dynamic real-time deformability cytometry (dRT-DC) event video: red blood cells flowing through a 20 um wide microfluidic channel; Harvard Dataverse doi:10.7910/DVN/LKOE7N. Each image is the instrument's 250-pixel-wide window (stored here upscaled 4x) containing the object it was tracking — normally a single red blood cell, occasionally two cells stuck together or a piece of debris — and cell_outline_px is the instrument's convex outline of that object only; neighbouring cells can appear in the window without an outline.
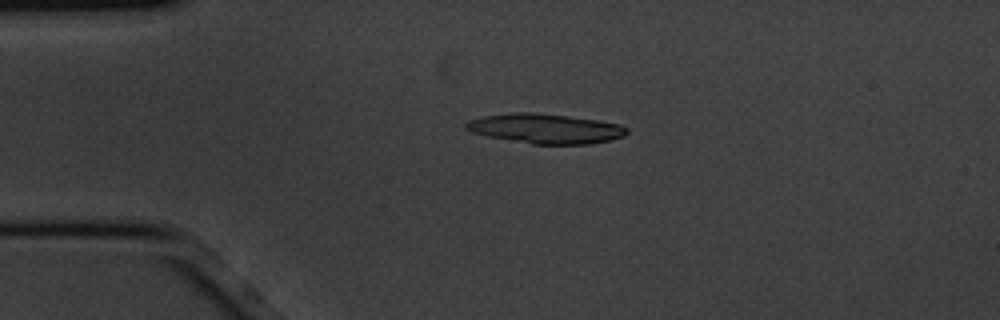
{"species": "common noctule bat (a hibernating species)", "species_latin": "Nyctalus noctula", "temperature_condition": "cold", "stored_images_in_passage": 2, "camera_frame_rate_fps": 3000, "um_per_image_px": 0.085, "animal": {"sex": "male", "body_mass_g": 20.1, "forearm_length_mm": 53.5}, "frame": {"image": 1, "passage_image": 1, "time_ms": 0.0, "image_size_px": [1000, 320], "cell_outline_px": [[628, 132], [624, 136], [612, 140], [588, 144], [532, 144], [488, 136], [472, 132], [464, 128], [464, 124], [468, 120], [484, 116], [512, 112], [532, 112], [568, 116], [600, 120], [620, 124], [628, 128]], "centroid_in_image_um": [46.38, 10.92], "position_along_channel_um": 38.6, "area_um2": 27.98}}